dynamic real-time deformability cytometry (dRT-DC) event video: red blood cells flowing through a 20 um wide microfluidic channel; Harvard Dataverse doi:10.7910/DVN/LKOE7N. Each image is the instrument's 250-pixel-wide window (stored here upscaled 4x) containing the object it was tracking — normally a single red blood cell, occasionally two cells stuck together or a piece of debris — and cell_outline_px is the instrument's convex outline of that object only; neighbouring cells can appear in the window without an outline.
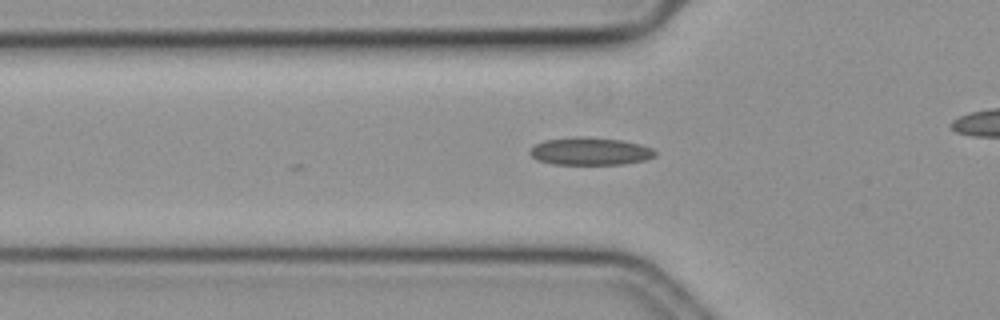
{"species": "common noctule bat (a hibernating species)", "species_latin": "Nyctalus noctula", "temperature_condition": "cold", "stored_images_in_passage": 22, "camera_frame_rate_fps": 3000, "um_per_image_px": 0.085, "animal": {"sex": "female", "body_mass_g": 19.3, "forearm_length_mm": 54.1}, "frame": {"image": 1, "passage_image": 16, "time_ms": 5.0, "image_size_px": [1000, 320], "cell_outline_px": [[656, 156], [644, 160], [624, 164], [552, 164], [536, 160], [528, 152], [536, 144], [544, 140], [576, 136], [588, 136], [620, 140], [640, 144], [652, 148], [656, 152]], "centroid_in_image_um": [50.15, 12.85], "position_along_channel_um": 75.7, "area_um2": 20.29}}
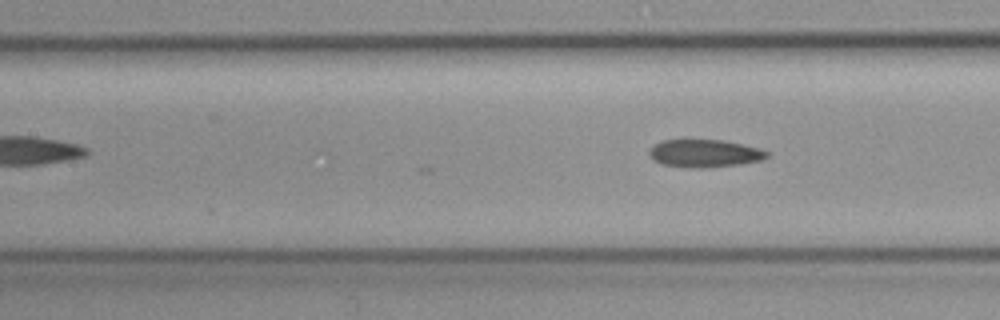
{"frame": {"image": 2, "passage_image": 22, "time_ms": 7.0, "image_size_px": [1000, 320], "cell_outline_px": [[768, 156], [760, 160], [740, 164], [708, 168], [688, 168], [660, 164], [652, 160], [648, 156], [648, 148], [664, 140], [680, 136], [724, 140], [760, 148], [768, 152]], "centroid_in_image_um": [59.78, 12.99], "position_along_channel_um": 147.6, "area_um2": 20.11}}